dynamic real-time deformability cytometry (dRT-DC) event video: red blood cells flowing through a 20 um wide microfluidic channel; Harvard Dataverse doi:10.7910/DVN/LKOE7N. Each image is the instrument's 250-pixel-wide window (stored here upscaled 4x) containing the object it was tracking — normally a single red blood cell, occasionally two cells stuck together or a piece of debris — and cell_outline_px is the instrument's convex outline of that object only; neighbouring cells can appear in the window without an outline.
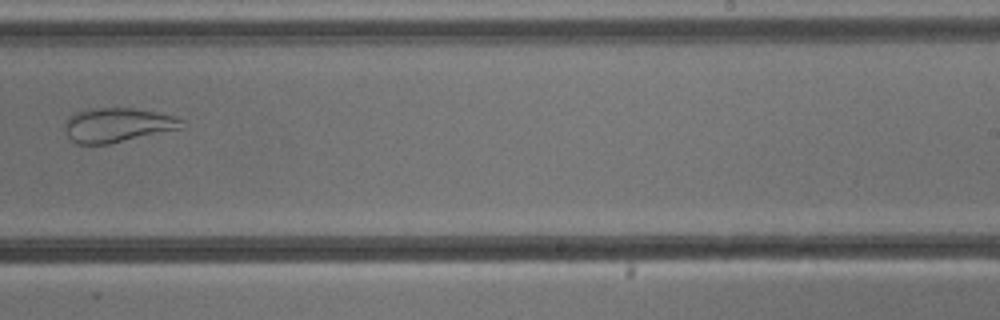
{"species": "common noctule bat (a hibernating species)", "species_latin": "Nyctalus noctula", "temperature_condition": "cold", "stored_images_in_passage": 10, "camera_frame_rate_fps": 3000, "um_per_image_px": 0.085, "animal": {"sex": "male", "body_mass_g": 13.3}, "frame": {"image": 1, "passage_image": 10, "time_ms": 11.333, "image_size_px": [1000, 320], "cell_outline_px": [[184, 120], [180, 128], [108, 144], [76, 144], [68, 136], [64, 128], [64, 120], [68, 116], [76, 112], [92, 108], [132, 108], [156, 112], [176, 116]], "centroid_in_image_um": [9.93, 10.61], "position_along_channel_um": 279.1, "area_um2": 23.24}}